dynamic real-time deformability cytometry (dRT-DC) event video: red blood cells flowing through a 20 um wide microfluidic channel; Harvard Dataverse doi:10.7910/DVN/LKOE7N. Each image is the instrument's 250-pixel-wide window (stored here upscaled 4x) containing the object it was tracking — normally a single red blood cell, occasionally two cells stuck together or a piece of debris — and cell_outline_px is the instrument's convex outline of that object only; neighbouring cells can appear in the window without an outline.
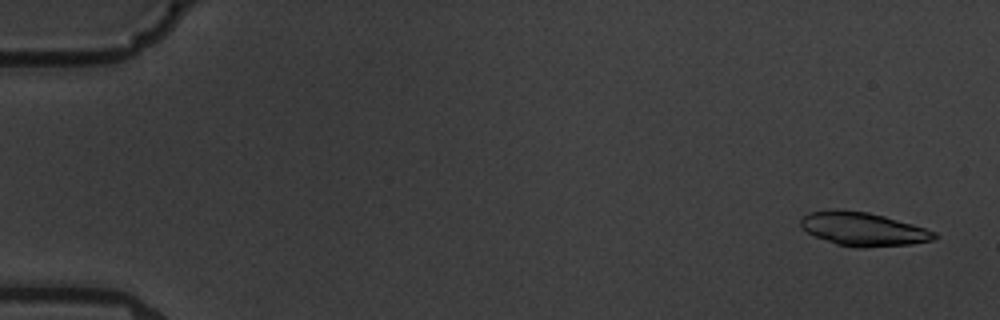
{"species": "common noctule bat (a hibernating species)", "species_latin": "Nyctalus noctula", "temperature_condition": "warm", "stored_images_in_passage": 5, "camera_frame_rate_fps": 3000, "um_per_image_px": 0.085, "animal": {"sex": "male", "body_mass_g": 19.5, "forearm_length_mm": 54.6}, "frame": {"image": 1, "passage_image": 1, "time_ms": 0.0, "image_size_px": [1000, 320], "cell_outline_px": [[940, 236], [932, 240], [912, 244], [864, 248], [860, 248], [836, 244], [816, 236], [808, 232], [800, 224], [800, 220], [808, 212], [840, 208], [868, 212], [884, 216], [912, 224], [936, 232]], "centroid_in_image_um": [73.38, 19.46], "position_along_channel_um": 11.6, "area_um2": 26.18}}
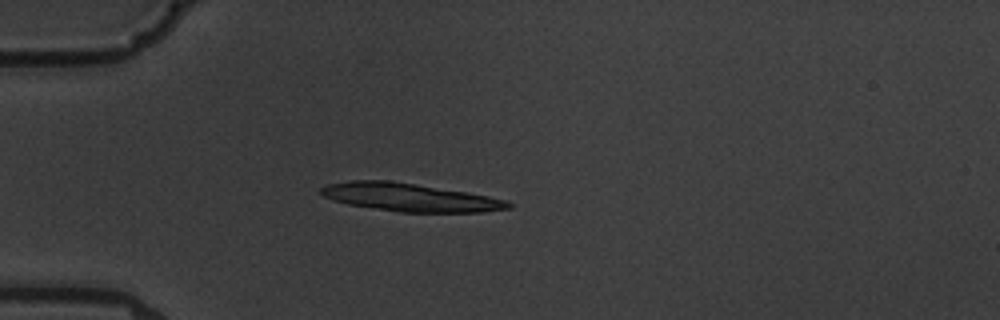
{"frame": {"image": 2, "passage_image": 5, "time_ms": 4.667, "image_size_px": [1000, 320], "cell_outline_px": [[512, 208], [484, 212], [400, 212], [348, 204], [324, 196], [320, 192], [320, 188], [328, 184], [352, 180], [388, 180], [416, 184], [468, 192], [488, 196], [504, 200], [512, 204]], "centroid_in_image_um": [34.86, 16.77], "position_along_channel_um": 50.1, "area_um2": 30.4}}